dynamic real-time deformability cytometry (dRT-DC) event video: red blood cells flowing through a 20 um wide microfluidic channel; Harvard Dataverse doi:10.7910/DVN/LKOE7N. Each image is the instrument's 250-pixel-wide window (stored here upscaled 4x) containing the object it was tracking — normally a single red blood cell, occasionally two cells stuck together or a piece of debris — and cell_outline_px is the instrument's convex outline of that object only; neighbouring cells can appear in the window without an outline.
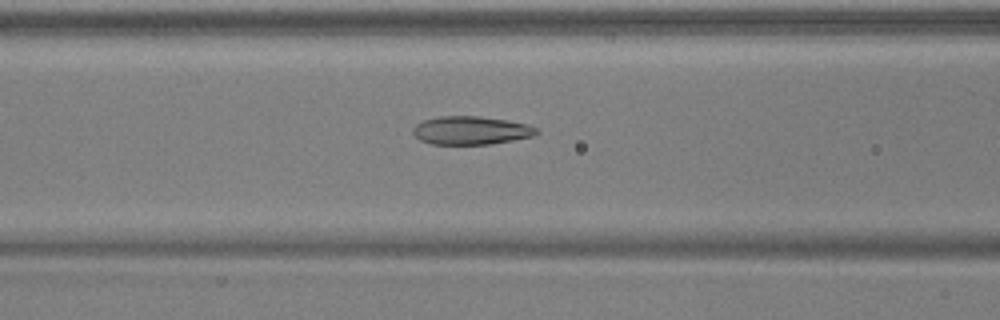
{"species": "common noctule bat (a hibernating species)", "species_latin": "Nyctalus noctula", "temperature_condition": "warm", "stored_images_in_passage": 52, "camera_frame_rate_fps": 3000, "um_per_image_px": 0.085, "animal": {"sex": "male", "body_mass_g": 17.9, "forearm_length_mm": 54.2}, "frame": {"image": 1, "passage_image": 22, "time_ms": 7.0, "image_size_px": [1000, 320], "cell_outline_px": [[540, 132], [532, 136], [512, 140], [488, 144], [432, 144], [420, 140], [412, 132], [412, 128], [416, 124], [424, 120], [440, 116], [480, 116], [528, 124], [536, 128]], "centroid_in_image_um": [40.01, 11.08], "position_along_channel_um": 126.6, "area_um2": 20.23}}
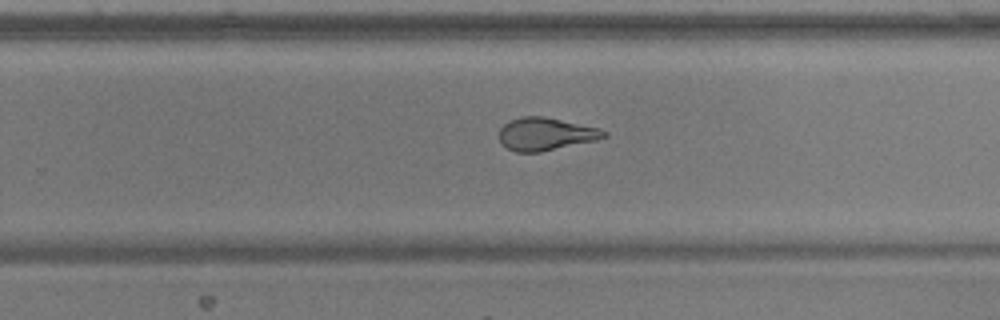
{"frame": {"image": 2, "passage_image": 34, "time_ms": 11.0, "image_size_px": [1000, 320], "cell_outline_px": [[608, 136], [596, 140], [540, 152], [516, 152], [500, 144], [500, 128], [508, 120], [520, 116], [544, 116], [600, 128], [608, 132]], "centroid_in_image_um": [46.38, 11.38], "position_along_channel_um": 283.4, "area_um2": 20.11}}
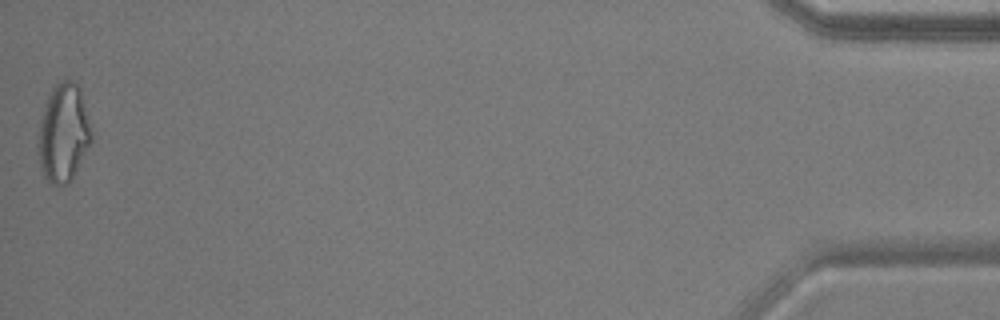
{"frame": {"image": 3, "passage_image": 52, "time_ms": 17.0, "image_size_px": [1000, 320], "cell_outline_px": [[92, 140], [72, 180], [68, 184], [52, 184], [44, 176], [36, 152], [36, 144], [44, 104], [52, 88], [60, 80], [72, 80], [80, 88], [92, 132]], "centroid_in_image_um": [5.37, 11.31], "position_along_channel_um": 429.8, "area_um2": 30.63}, "authors_computed_cell_mechanics": {"area_um2": 21.9062, "velocity_mm_per_s": 3.9318, "shape_relaxation_time_tau1_ms": null, "shape_relaxation_time_tau2_ms": 1.2357, "deformation_change_tau1": null, "deformation_change_tau2": 0.0765}}